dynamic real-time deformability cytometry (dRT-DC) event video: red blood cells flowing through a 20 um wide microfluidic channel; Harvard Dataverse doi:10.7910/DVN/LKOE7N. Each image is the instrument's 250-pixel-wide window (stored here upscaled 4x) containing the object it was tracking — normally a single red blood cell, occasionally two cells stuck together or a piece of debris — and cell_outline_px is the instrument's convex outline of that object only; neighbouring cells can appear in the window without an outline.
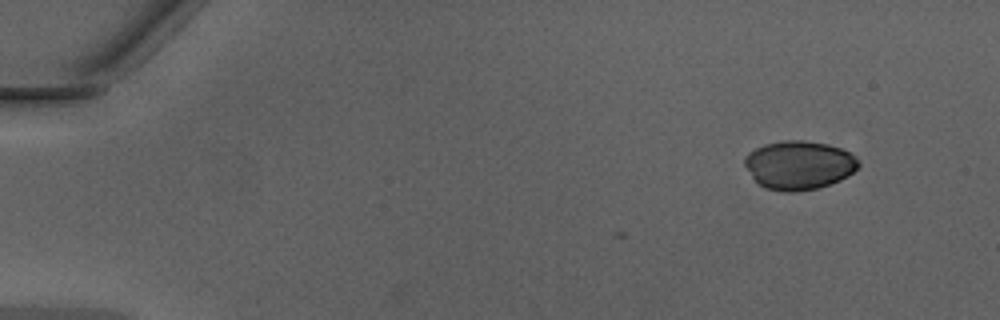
{"species": "Egyptian fruit bat (a non-hibernating species)", "species_latin": "Rousettus aegyptiacus", "temperature_condition": "warm", "stored_images_in_passage": 4, "camera_frame_rate_fps": 3000, "um_per_image_px": 0.085, "animal": {"sex": "male"}, "frame": {"image": 1, "passage_image": 1, "time_ms": 0.0, "image_size_px": [1000, 320], "cell_outline_px": [[860, 164], [848, 176], [840, 180], [816, 188], [792, 192], [784, 192], [764, 188], [752, 176], [744, 164], [744, 156], [748, 152], [764, 144], [784, 140], [804, 140], [828, 144], [840, 148], [856, 156], [860, 160]], "centroid_in_image_um": [67.91, 14.02], "position_along_channel_um": 17.1, "area_um2": 32.31}}